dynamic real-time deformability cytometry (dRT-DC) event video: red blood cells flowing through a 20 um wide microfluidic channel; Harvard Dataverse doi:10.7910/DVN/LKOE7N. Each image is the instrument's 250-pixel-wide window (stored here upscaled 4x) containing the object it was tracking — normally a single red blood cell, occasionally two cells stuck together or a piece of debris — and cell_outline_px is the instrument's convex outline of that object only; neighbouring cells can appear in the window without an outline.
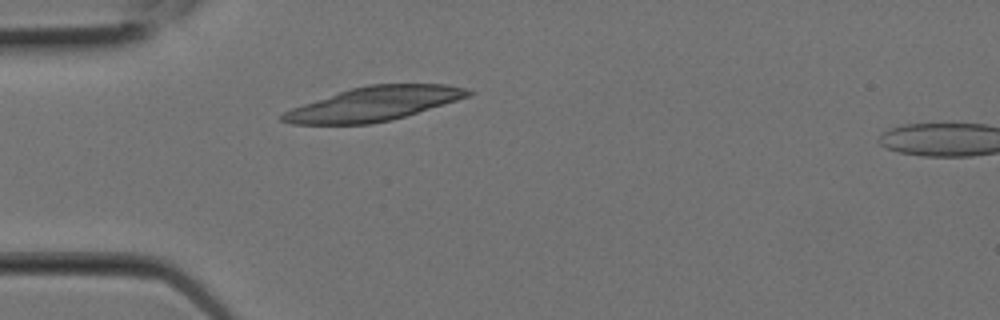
{"species": "Egyptian fruit bat (a non-hibernating species)", "species_latin": "Rousettus aegyptiacus", "temperature_condition": "room temperature", "stored_images_in_passage": 2, "segment_of_instrument_passage": [1, 2], "camera_frame_rate_fps": 3000, "um_per_image_px": 0.085, "animal": {"sex": "female"}, "frame": {"image": 1, "passage_image": 1, "time_ms": 0.0, "image_size_px": [1000, 320], "cell_outline_px": [[476, 92], [468, 96], [456, 100], [404, 116], [372, 124], [292, 124], [280, 120], [280, 116], [284, 112], [292, 108], [352, 88], [368, 84], [444, 84], [464, 88]], "centroid_in_image_um": [31.77, 8.82], "position_along_channel_um": 53.2, "area_um2": 36.07}}